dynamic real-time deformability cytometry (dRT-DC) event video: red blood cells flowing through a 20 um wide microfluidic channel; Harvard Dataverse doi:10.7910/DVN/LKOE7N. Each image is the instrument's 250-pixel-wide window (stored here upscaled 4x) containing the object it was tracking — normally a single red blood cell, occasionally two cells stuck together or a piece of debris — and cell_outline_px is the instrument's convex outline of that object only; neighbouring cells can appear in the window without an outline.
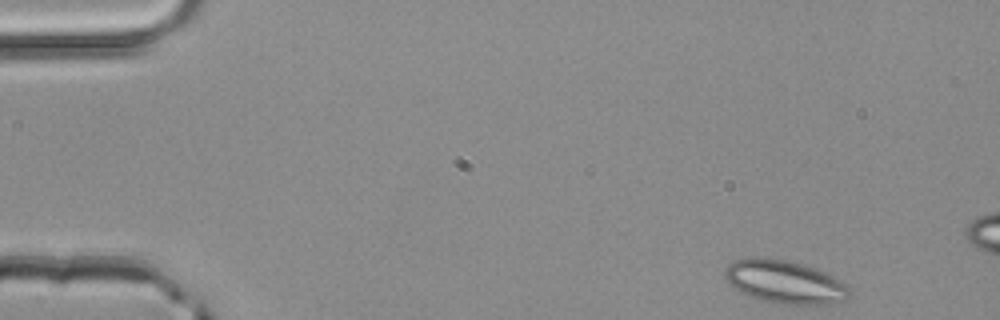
{"species": "common noctule bat (a hibernating species)", "species_latin": "Nyctalus noctula", "temperature_condition": "room temperature", "stored_images_in_passage": 3, "camera_frame_rate_fps": 3000, "um_per_image_px": 0.085, "animal": {"sex": "male", "body_mass_g": 20.4}, "frame": {"image": 1, "passage_image": 1, "time_ms": 0.0, "image_size_px": [1000, 320], "cell_outline_px": [[852, 292], [844, 300], [828, 304], [784, 304], [760, 300], [748, 296], [740, 292], [728, 284], [724, 280], [724, 268], [732, 260], [748, 256], [764, 256], [788, 260], [804, 264], [816, 268], [848, 284]], "centroid_in_image_um": [66.64, 23.93], "position_along_channel_um": 18.4, "area_um2": 32.08}}